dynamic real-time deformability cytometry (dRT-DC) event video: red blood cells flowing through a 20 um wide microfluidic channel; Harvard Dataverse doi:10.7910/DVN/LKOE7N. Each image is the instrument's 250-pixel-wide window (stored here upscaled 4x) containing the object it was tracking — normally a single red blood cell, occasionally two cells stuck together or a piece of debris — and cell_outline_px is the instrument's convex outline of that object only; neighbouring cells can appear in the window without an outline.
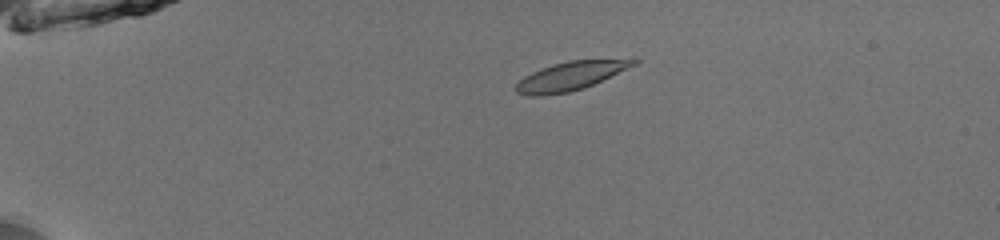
{"species": "common noctule bat (a hibernating species)", "species_latin": "Nyctalus noctula", "temperature_condition": "room temperature", "stored_images_in_passage": 41, "camera_frame_rate_fps": 3000, "um_per_image_px": 0.085, "animal": {"sex": "male", "body_mass_g": 13.0, "forearm_length_mm": 53.1}, "frame": {"image": 1, "passage_image": 1, "time_ms": 0.0, "image_size_px": [1000, 240], "cell_outline_px": [[640, 60], [636, 64], [584, 88], [568, 92], [540, 96], [528, 96], [516, 92], [516, 84], [524, 76], [532, 72], [568, 60], [636, 56]], "centroid_in_image_um": [48.62, 6.41], "position_along_channel_um": 36.4, "area_um2": 20.0}}
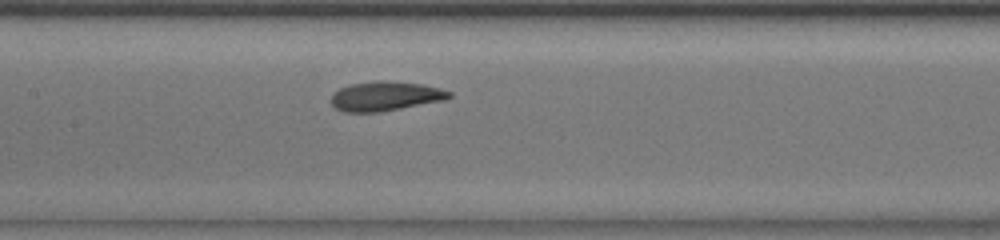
{"frame": {"image": 2, "passage_image": 16, "time_ms": 5.0, "image_size_px": [1000, 240], "cell_outline_px": [[452, 96], [444, 100], [380, 112], [344, 112], [336, 108], [332, 104], [332, 92], [340, 88], [352, 84], [424, 84], [440, 88], [452, 92]], "centroid_in_image_um": [32.77, 8.23], "position_along_channel_um": 174.6, "area_um2": 19.13}}
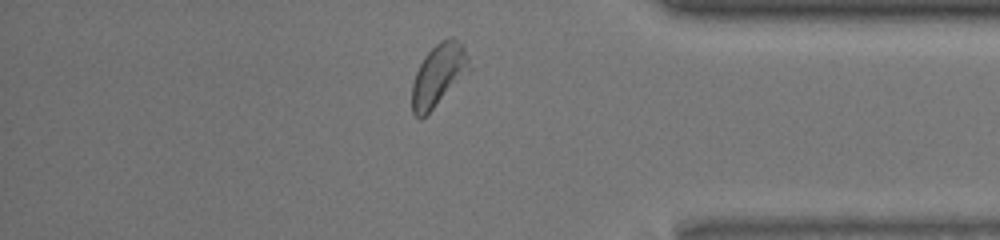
{"frame": {"image": 3, "passage_image": 34, "time_ms": 11.0, "image_size_px": [1000, 240], "cell_outline_px": [[472, 68], [420, 120], [412, 112], [412, 84], [416, 72], [424, 56], [440, 40], [448, 36], [452, 36], [464, 44]], "centroid_in_image_um": [37.29, 6.31], "position_along_channel_um": 397.9, "area_um2": 20.58}, "authors_computed_cell_mechanics": {"area_um2": 20.23, "velocity_mm_per_s": 3.9386, "shape_relaxation_time_tau1_ms": 2.8376, "shape_relaxation_time_tau2_ms": 0.9293, "deformation_change_tau1": 0.1249, "deformation_change_tau2": 0.0708}}